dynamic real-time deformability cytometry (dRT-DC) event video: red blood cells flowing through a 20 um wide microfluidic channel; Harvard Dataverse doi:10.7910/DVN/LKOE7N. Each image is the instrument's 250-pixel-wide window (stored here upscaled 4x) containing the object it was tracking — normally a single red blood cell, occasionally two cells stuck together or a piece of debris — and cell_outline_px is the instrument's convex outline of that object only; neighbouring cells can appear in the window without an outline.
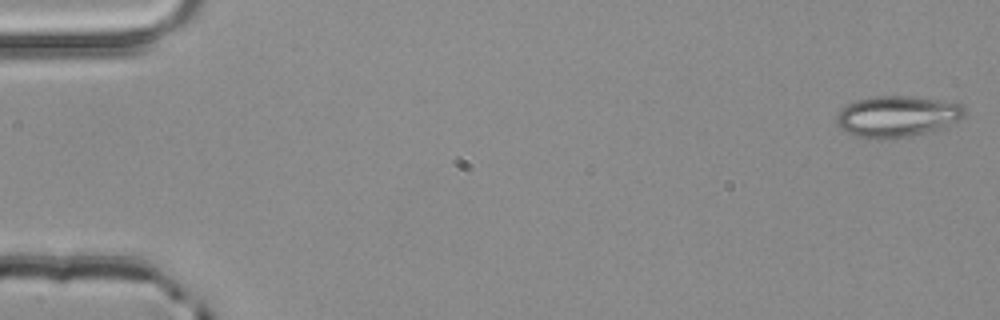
{"species": "common noctule bat (a hibernating species)", "species_latin": "Nyctalus noctula", "temperature_condition": "room temperature", "stored_images_in_passage": 4, "camera_frame_rate_fps": 3000, "um_per_image_px": 0.085, "animal": {"sex": "male", "body_mass_g": 20.4}, "frame": {"image": 1, "passage_image": 1, "time_ms": 0.0, "image_size_px": [1000, 320], "cell_outline_px": [[964, 116], [940, 128], [908, 136], [884, 140], [876, 140], [856, 136], [840, 128], [836, 124], [836, 116], [848, 104], [856, 100], [876, 96], [908, 96], [940, 100], [960, 104], [964, 108]], "centroid_in_image_um": [76.2, 9.9], "position_along_channel_um": 8.8, "area_um2": 30.29}}
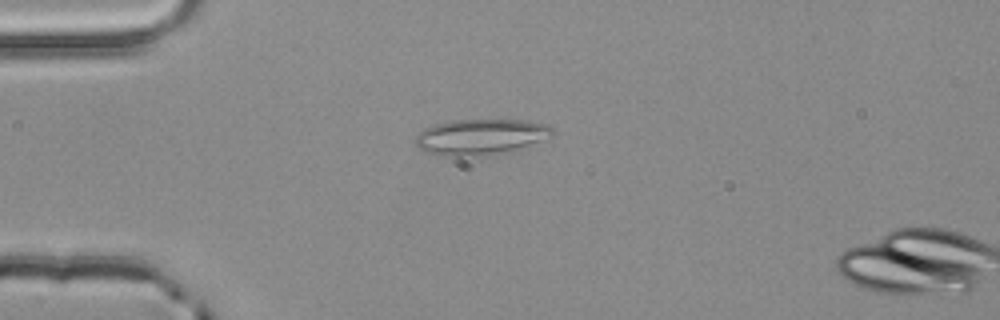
{"frame": {"image": 2, "passage_image": 3, "time_ms": 0.667, "image_size_px": [1000, 320], "cell_outline_px": [[556, 136], [528, 148], [512, 152], [484, 156], [444, 156], [424, 152], [416, 144], [416, 136], [424, 128], [432, 124], [452, 120], [524, 120], [548, 124], [556, 132]], "centroid_in_image_um": [40.97, 11.65], "position_along_channel_um": 44.0, "area_um2": 29.59}}